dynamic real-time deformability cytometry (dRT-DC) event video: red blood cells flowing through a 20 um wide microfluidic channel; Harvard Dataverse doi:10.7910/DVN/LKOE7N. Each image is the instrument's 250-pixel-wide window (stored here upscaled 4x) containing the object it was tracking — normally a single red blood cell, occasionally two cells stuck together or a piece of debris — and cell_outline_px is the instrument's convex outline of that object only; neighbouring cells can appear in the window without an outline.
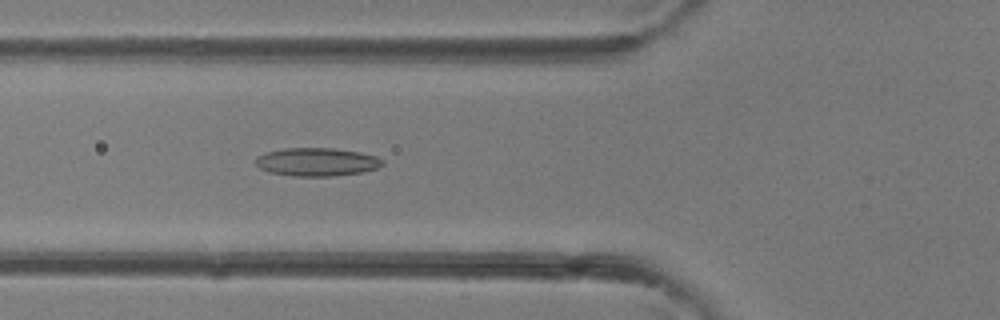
{"species": "common noctule bat (a hibernating species)", "species_latin": "Nyctalus noctula", "temperature_condition": "room temperature", "stored_images_in_passage": 26, "camera_frame_rate_fps": 3000, "um_per_image_px": 0.085, "animal": {"sex": "female"}, "frame": {"image": 1, "passage_image": 3, "time_ms": 0.667, "image_size_px": [1000, 320], "cell_outline_px": [[384, 164], [376, 168], [364, 172], [332, 176], [292, 176], [268, 172], [260, 168], [256, 164], [256, 156], [264, 152], [284, 148], [332, 148], [360, 152], [376, 156], [384, 160]], "centroid_in_image_um": [26.92, 13.76], "position_along_channel_um": 98.9, "area_um2": 21.04}}
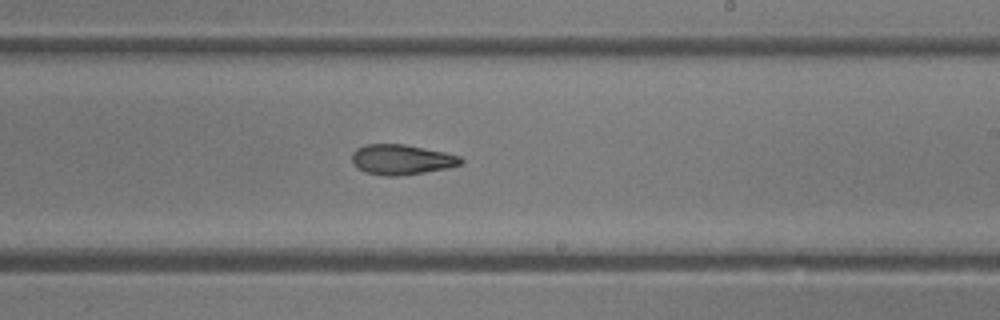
{"frame": {"image": 2, "passage_image": 12, "time_ms": 3.667, "image_size_px": [1000, 320], "cell_outline_px": [[464, 160], [460, 164], [448, 168], [400, 176], [384, 176], [364, 172], [352, 160], [352, 152], [356, 148], [364, 144], [404, 144], [444, 152], [460, 156]], "centroid_in_image_um": [34.12, 13.56], "position_along_channel_um": 254.9, "area_um2": 19.07}}
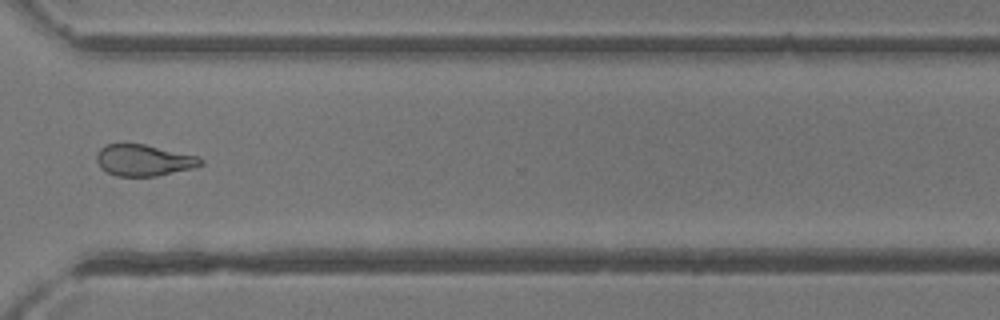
{"frame": {"image": 3, "passage_image": 18, "time_ms": 5.667, "image_size_px": [1000, 320], "cell_outline_px": [[204, 164], [192, 168], [156, 176], [116, 176], [100, 168], [96, 160], [96, 156], [100, 148], [104, 144], [144, 144], [200, 156], [204, 160]], "centroid_in_image_um": [12.23, 13.62], "position_along_channel_um": 358.4, "area_um2": 19.13}}